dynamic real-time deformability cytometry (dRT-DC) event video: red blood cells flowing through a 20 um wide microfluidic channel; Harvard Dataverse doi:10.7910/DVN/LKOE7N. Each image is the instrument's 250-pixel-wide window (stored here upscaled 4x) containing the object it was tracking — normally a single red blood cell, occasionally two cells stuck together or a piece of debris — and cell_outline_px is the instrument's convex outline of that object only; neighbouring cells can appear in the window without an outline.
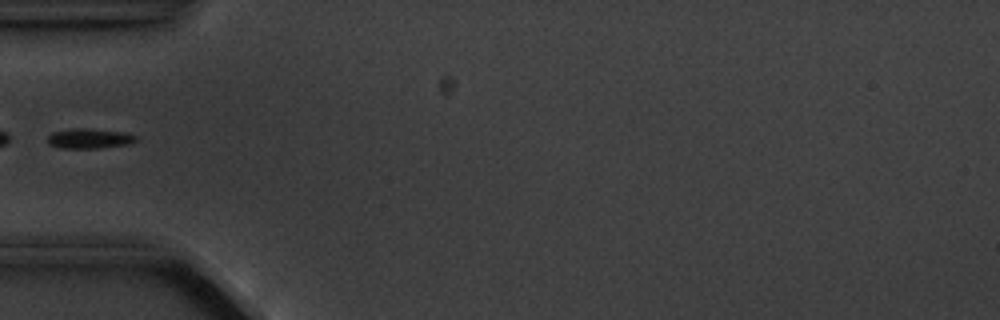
{"species": "common noctule bat (a hibernating species)", "species_latin": "Nyctalus noctula", "temperature_condition": "cold", "stored_images_in_passage": 2, "segment_of_instrument_passage": [2, 2], "camera_frame_rate_fps": 3000, "um_per_image_px": 0.085, "animal": {"sex": "male", "body_mass_g": 20.1, "forearm_length_mm": 53.5}, "frame": {"image": 1, "passage_image": 2, "time_ms": 1.0, "image_size_px": [1000, 320], "cell_outline_px": [[136, 140], [128, 144], [100, 148], [60, 148], [48, 144], [48, 136], [52, 132], [72, 128], [88, 128], [124, 132], [136, 136]], "centroid_in_image_um": [7.56, 11.77], "position_along_channel_um": 77.4, "area_um2": 10.29}}